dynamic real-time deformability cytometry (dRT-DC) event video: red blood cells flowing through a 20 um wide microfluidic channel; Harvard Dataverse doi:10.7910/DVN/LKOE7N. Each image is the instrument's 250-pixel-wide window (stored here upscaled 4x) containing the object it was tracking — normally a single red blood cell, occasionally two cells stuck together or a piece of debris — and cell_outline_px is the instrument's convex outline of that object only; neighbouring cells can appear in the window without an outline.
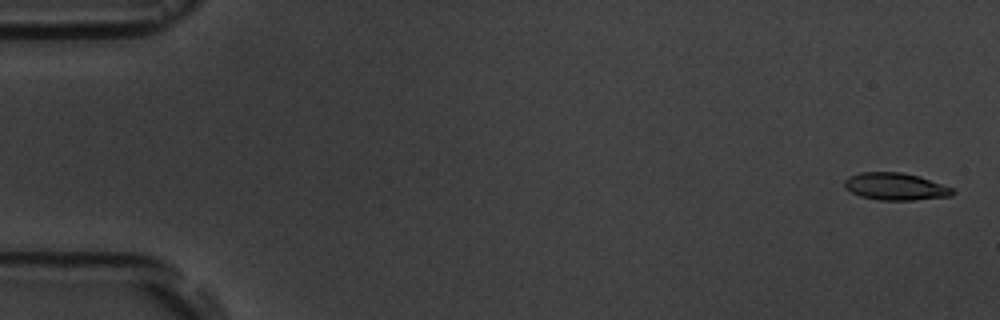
{"species": "common noctule bat (a hibernating species)", "species_latin": "Nyctalus noctula", "temperature_condition": "room temperature", "stored_images_in_passage": 11, "camera_frame_rate_fps": 3000, "um_per_image_px": 0.085, "animal": {"sex": "male", "body_mass_g": 19.5, "forearm_length_mm": 54.6}, "frame": {"image": 1, "passage_image": 1, "time_ms": 0.0, "image_size_px": [1000, 320], "cell_outline_px": [[956, 192], [952, 196], [912, 200], [880, 200], [860, 196], [844, 188], [844, 180], [848, 176], [860, 172], [900, 172], [920, 176], [952, 188]], "centroid_in_image_um": [76.1, 15.85], "position_along_channel_um": 8.9, "area_um2": 17.22}}
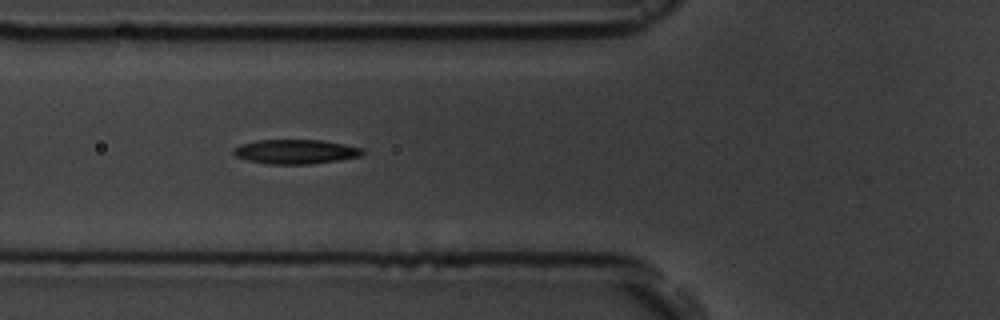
{"frame": {"image": 2, "passage_image": 6, "time_ms": 6.333, "image_size_px": [1000, 320], "cell_outline_px": [[364, 152], [360, 156], [336, 160], [308, 164], [268, 164], [248, 160], [236, 156], [232, 152], [232, 148], [240, 144], [256, 140], [320, 140], [344, 144], [364, 148]], "centroid_in_image_um": [25.09, 12.88], "position_along_channel_um": 100.7, "area_um2": 18.26}}
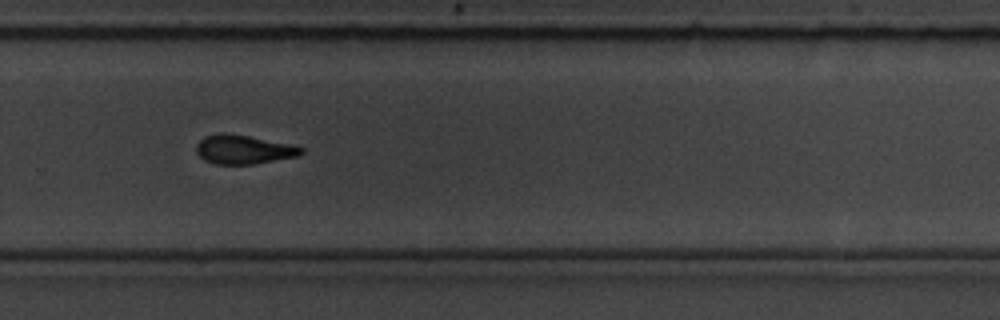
{"frame": {"image": 3, "passage_image": 11, "time_ms": 12.0, "image_size_px": [1000, 320], "cell_outline_px": [[304, 152], [300, 156], [252, 164], [216, 164], [204, 160], [196, 152], [196, 144], [204, 136], [220, 132], [224, 132], [248, 136], [288, 144], [304, 148]], "centroid_in_image_um": [20.68, 12.7], "position_along_channel_um": 309.1, "area_um2": 17.69}}